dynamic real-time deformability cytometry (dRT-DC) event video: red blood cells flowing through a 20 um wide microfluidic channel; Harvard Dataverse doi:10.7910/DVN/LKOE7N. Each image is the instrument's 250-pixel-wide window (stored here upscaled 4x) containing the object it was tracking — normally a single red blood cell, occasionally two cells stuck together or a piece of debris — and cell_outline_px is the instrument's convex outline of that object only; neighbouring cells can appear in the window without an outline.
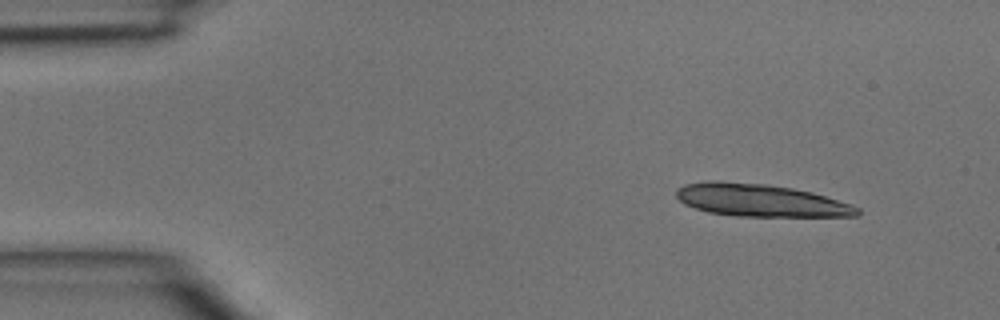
{"species": "common noctule bat (a hibernating species)", "species_latin": "Nyctalus noctula", "temperature_condition": "room temperature", "stored_images_in_passage": 4, "camera_frame_rate_fps": 3000, "um_per_image_px": 0.085, "animal": {"sex": "male", "body_mass_g": 15.6}, "frame": {"image": 1, "passage_image": 4, "time_ms": 1.0, "image_size_px": [1000, 320], "cell_outline_px": [[860, 212], [856, 216], [736, 216], [708, 212], [684, 204], [676, 196], [676, 188], [684, 184], [708, 180], [720, 180], [764, 184], [792, 188], [812, 192], [860, 208]], "centroid_in_image_um": [64.56, 17.01], "position_along_channel_um": 20.4, "area_um2": 34.16}}